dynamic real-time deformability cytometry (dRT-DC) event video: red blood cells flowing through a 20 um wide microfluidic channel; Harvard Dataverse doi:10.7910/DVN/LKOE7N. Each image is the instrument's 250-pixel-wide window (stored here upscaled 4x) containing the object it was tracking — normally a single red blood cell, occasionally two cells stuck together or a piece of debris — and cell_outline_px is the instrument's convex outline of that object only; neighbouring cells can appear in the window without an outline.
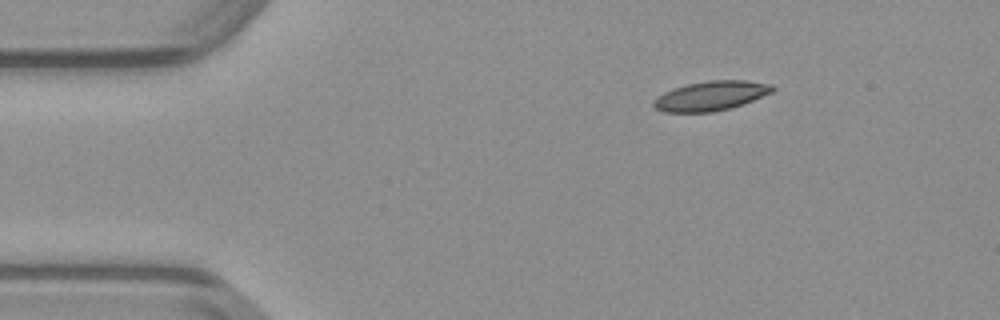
{"species": "common noctule bat (a hibernating species)", "species_latin": "Nyctalus noctula", "temperature_condition": "warm", "stored_images_in_passage": 43, "camera_frame_rate_fps": 3000, "um_per_image_px": 0.085, "animal": {"sex": "male", "body_mass_g": 23.1, "forearm_length_mm": 52.7}, "frame": {"image": 1, "passage_image": 1, "time_ms": 0.0, "image_size_px": [1000, 320], "cell_outline_px": [[776, 88], [772, 92], [732, 108], [712, 112], [664, 112], [656, 108], [652, 104], [652, 100], [656, 96], [672, 88], [688, 84], [708, 80], [744, 80], [772, 84]], "centroid_in_image_um": [60.4, 8.14], "position_along_channel_um": 24.6, "area_um2": 20.52}}
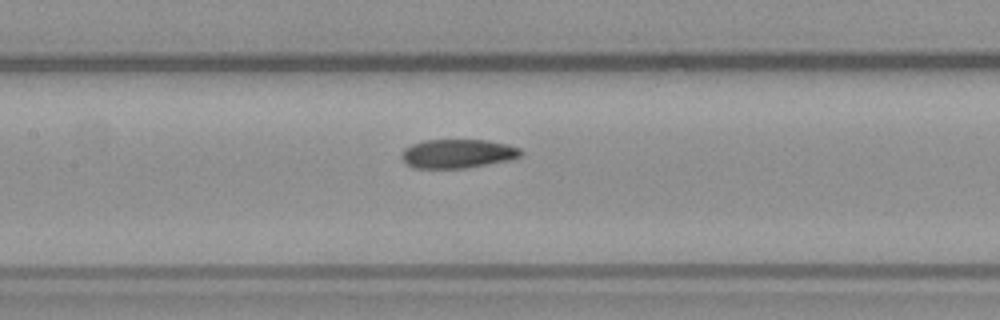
{"frame": {"image": 2, "passage_image": 16, "time_ms": 5.0, "image_size_px": [1000, 320], "cell_outline_px": [[524, 152], [520, 156], [512, 160], [468, 168], [412, 168], [400, 156], [400, 152], [404, 148], [412, 144], [424, 140], [484, 140], [508, 144], [520, 148]], "centroid_in_image_um": [38.92, 13.06], "position_along_channel_um": 168.5, "area_um2": 20.35}}
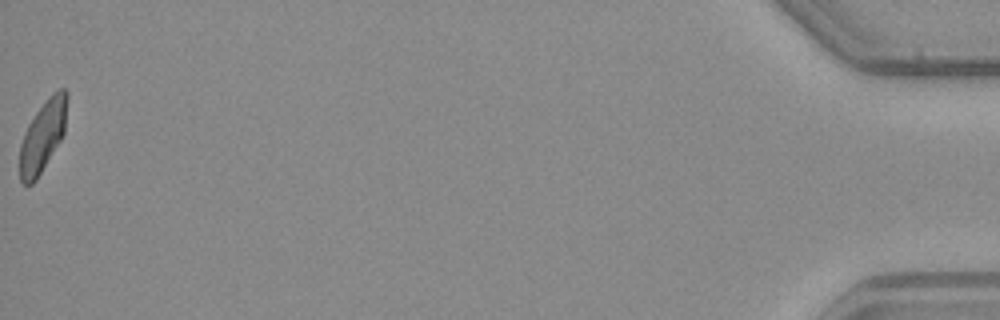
{"frame": {"image": 3, "passage_image": 43, "time_ms": 14.0, "image_size_px": [1000, 320], "cell_outline_px": [[68, 100], [64, 132], [60, 140], [36, 180], [32, 184], [24, 184], [20, 180], [20, 144], [24, 132], [28, 124], [36, 112], [52, 92], [60, 88], [64, 88], [68, 92]], "centroid_in_image_um": [3.64, 11.52], "position_along_channel_um": 431.6, "area_um2": 19.54}}